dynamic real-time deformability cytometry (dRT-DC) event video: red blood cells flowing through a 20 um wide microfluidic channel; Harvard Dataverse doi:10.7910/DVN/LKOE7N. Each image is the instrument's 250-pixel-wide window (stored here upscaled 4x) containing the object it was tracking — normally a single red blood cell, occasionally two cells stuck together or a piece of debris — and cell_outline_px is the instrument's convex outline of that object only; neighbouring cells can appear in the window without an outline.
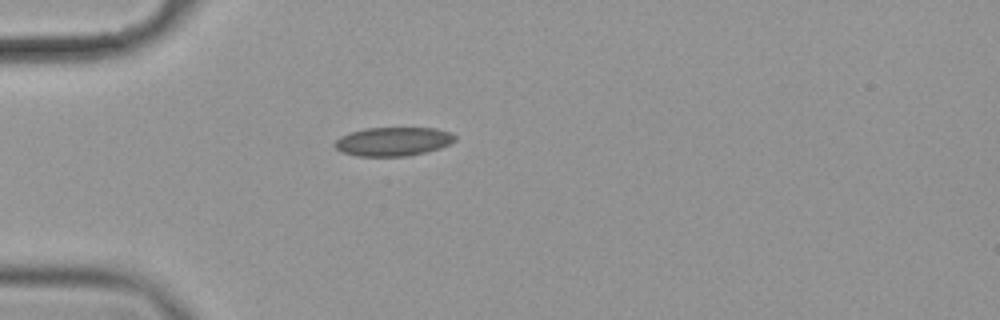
{"species": "common noctule bat (a hibernating species)", "species_latin": "Nyctalus noctula", "temperature_condition": "cold", "stored_images_in_passage": 1, "camera_frame_rate_fps": 3000, "um_per_image_px": 0.085, "animal": {"sex": "female", "body_mass_g": 19.9}, "frame": {"image": 1, "passage_image": 1, "time_ms": 0.0, "image_size_px": [1000, 320], "cell_outline_px": [[456, 140], [440, 148], [408, 156], [356, 156], [340, 152], [332, 144], [340, 136], [364, 128], [436, 128], [452, 132], [456, 136]], "centroid_in_image_um": [33.4, 12.03], "position_along_channel_um": 51.6, "area_um2": 20.29}}